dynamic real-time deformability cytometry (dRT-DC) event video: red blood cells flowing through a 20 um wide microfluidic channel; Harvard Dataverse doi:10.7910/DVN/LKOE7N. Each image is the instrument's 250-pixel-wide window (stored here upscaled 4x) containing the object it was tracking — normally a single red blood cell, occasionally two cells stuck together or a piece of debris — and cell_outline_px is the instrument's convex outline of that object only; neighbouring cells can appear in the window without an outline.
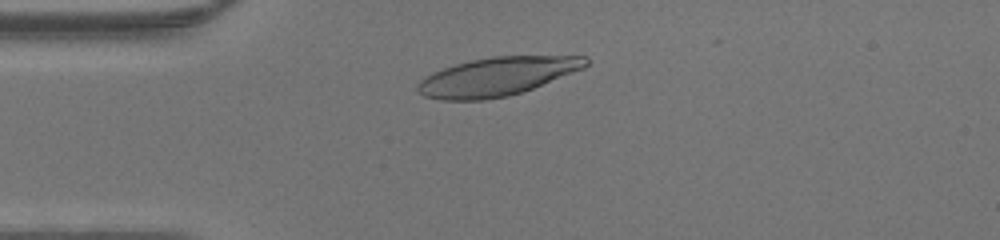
{"species": "human", "species_latin": "Homo sapiens", "temperature_condition": "warm", "stored_images_in_passage": 42, "camera_frame_rate_fps": 3000, "um_per_image_px": 0.085, "donor": {"sex": "male"}, "frame": {"image": 1, "passage_image": 7, "time_ms": 2.0, "image_size_px": [1000, 240], "cell_outline_px": [[588, 64], [584, 68], [532, 88], [508, 96], [484, 100], [440, 100], [424, 96], [416, 88], [416, 84], [424, 76], [432, 72], [456, 64], [472, 60], [492, 56], [588, 56]], "centroid_in_image_um": [42.21, 6.51], "position_along_channel_um": 42.8, "area_um2": 37.51}}
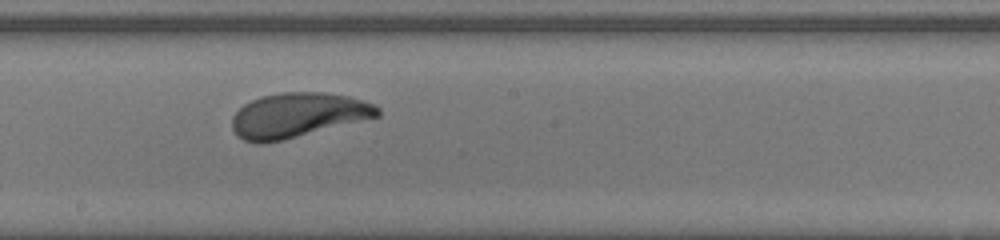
{"frame": {"image": 2, "passage_image": 21, "time_ms": 6.667, "image_size_px": [1000, 240], "cell_outline_px": [[380, 116], [284, 140], [256, 144], [244, 140], [236, 136], [232, 128], [232, 116], [244, 104], [252, 100], [264, 96], [280, 92], [324, 92], [348, 96], [364, 100], [376, 104], [380, 108]], "centroid_in_image_um": [25.32, 9.79], "position_along_channel_um": 222.9, "area_um2": 38.03}}
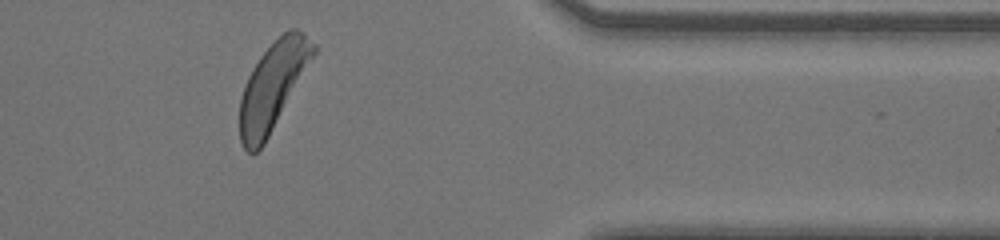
{"frame": {"image": 3, "passage_image": 34, "time_ms": 11.0, "image_size_px": [1000, 240], "cell_outline_px": [[320, 48], [264, 144], [256, 152], [248, 152], [244, 148], [240, 140], [240, 100], [244, 84], [252, 68], [260, 56], [288, 28], [296, 28], [316, 44]], "centroid_in_image_um": [23.22, 7.3], "position_along_channel_um": 388.2, "area_um2": 37.4}}